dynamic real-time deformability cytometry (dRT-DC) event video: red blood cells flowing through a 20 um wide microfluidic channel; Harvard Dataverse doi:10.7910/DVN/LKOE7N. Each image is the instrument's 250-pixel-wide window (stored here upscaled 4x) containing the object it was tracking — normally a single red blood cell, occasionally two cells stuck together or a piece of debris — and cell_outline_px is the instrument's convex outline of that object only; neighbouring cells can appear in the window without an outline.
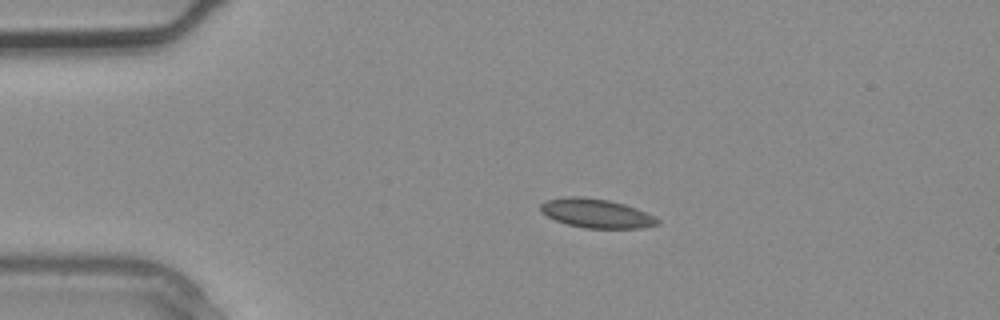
{"species": "common noctule bat (a hibernating species)", "species_latin": "Nyctalus noctula", "temperature_condition": "warm", "stored_images_in_passage": 2, "camera_frame_rate_fps": 3000, "um_per_image_px": 0.085, "animal": {"sex": "male", "body_mass_g": 20.4}, "frame": {"image": 1, "passage_image": 1, "time_ms": 0.0, "image_size_px": [1000, 320], "cell_outline_px": [[660, 224], [640, 228], [584, 228], [568, 224], [556, 220], [540, 212], [540, 204], [544, 200], [568, 196], [580, 196], [608, 200], [624, 204], [636, 208], [660, 220]], "centroid_in_image_um": [50.65, 18.13], "position_along_channel_um": 34.3, "area_um2": 19.71}}
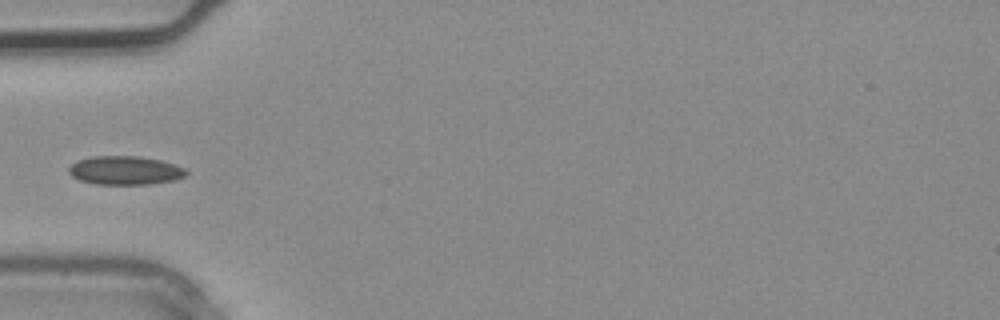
{"frame": {"image": 2, "passage_image": 2, "time_ms": 0.333, "image_size_px": [1000, 320], "cell_outline_px": [[188, 176], [176, 180], [148, 184], [96, 184], [80, 180], [72, 176], [68, 172], [68, 168], [76, 160], [92, 156], [140, 156], [160, 160], [184, 168], [188, 172]], "centroid_in_image_um": [10.63, 14.48], "position_along_channel_um": 74.4, "area_um2": 19.71}}